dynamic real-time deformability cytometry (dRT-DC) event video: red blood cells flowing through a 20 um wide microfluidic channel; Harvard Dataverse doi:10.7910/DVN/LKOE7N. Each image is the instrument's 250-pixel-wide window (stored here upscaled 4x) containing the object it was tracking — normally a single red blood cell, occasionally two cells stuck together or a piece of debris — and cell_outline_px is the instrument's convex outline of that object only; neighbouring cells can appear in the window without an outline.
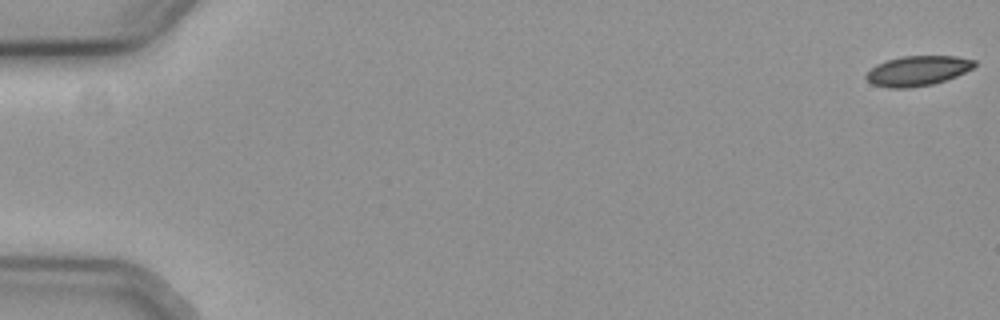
{"species": "common noctule bat (a hibernating species)", "species_latin": "Nyctalus noctula", "temperature_condition": "cold", "stored_images_in_passage": 57, "camera_frame_rate_fps": 3000, "um_per_image_px": 0.085, "animal": {"sex": "female", "body_mass_g": 19.3, "forearm_length_mm": 54.1}, "frame": {"image": 1, "passage_image": 1, "time_ms": 0.0, "image_size_px": [1000, 320], "cell_outline_px": [[976, 64], [972, 68], [956, 76], [932, 84], [908, 88], [888, 88], [872, 84], [864, 76], [876, 64], [888, 60], [904, 56], [956, 56], [976, 60]], "centroid_in_image_um": [77.99, 6.02], "position_along_channel_um": 7.0, "area_um2": 18.73}}
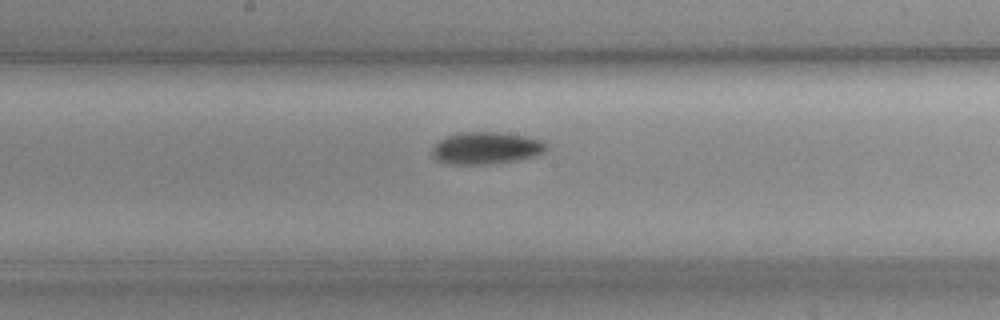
{"frame": {"image": 2, "passage_image": 31, "time_ms": 10.0, "image_size_px": [1000, 320], "cell_outline_px": [[548, 148], [544, 152], [536, 156], [488, 164], [448, 164], [436, 160], [432, 156], [432, 148], [444, 136], [460, 132], [500, 132], [528, 136], [544, 140], [548, 144]], "centroid_in_image_um": [41.34, 12.57], "position_along_channel_um": 206.9, "area_um2": 21.62}}
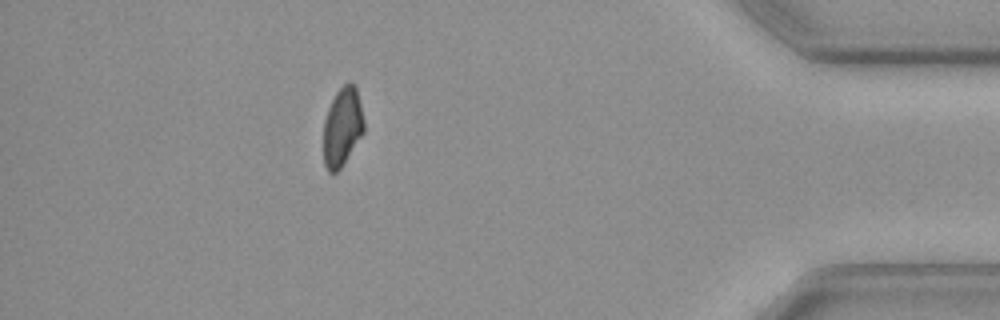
{"frame": {"image": 3, "passage_image": 51, "time_ms": 16.667, "image_size_px": [1000, 320], "cell_outline_px": [[364, 132], [340, 168], [336, 172], [328, 172], [324, 164], [324, 120], [328, 108], [336, 92], [344, 84], [356, 84], [364, 120]], "centroid_in_image_um": [29.1, 10.77], "position_along_channel_um": 406.1, "area_um2": 18.38}}